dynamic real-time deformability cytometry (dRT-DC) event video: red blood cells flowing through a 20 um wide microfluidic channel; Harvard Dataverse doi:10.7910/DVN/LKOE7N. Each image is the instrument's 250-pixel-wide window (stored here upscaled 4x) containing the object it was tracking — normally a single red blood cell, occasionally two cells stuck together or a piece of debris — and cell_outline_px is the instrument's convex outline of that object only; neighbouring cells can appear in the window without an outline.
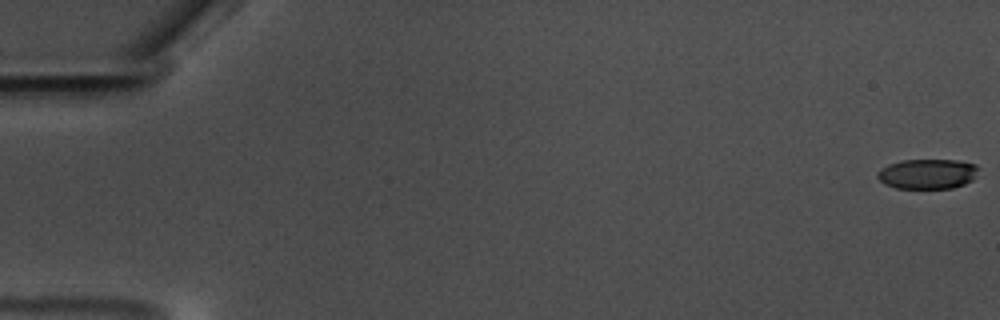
{"species": "common noctule bat (a hibernating species)", "species_latin": "Nyctalus noctula", "temperature_condition": "warm", "stored_images_in_passage": 60, "camera_frame_rate_fps": 3000, "um_per_image_px": 0.085, "animal": {"sex": "male", "body_mass_g": 17.5, "forearm_length_mm": 52.3}, "frame": {"image": 1, "passage_image": 1, "time_ms": 0.0, "image_size_px": [1000, 320], "cell_outline_px": [[980, 168], [972, 180], [964, 184], [952, 188], [896, 188], [884, 184], [876, 176], [876, 172], [880, 168], [888, 164], [904, 160], [956, 160], [976, 164]], "centroid_in_image_um": [78.82, 14.78], "position_along_channel_um": 6.2, "area_um2": 17.74}}
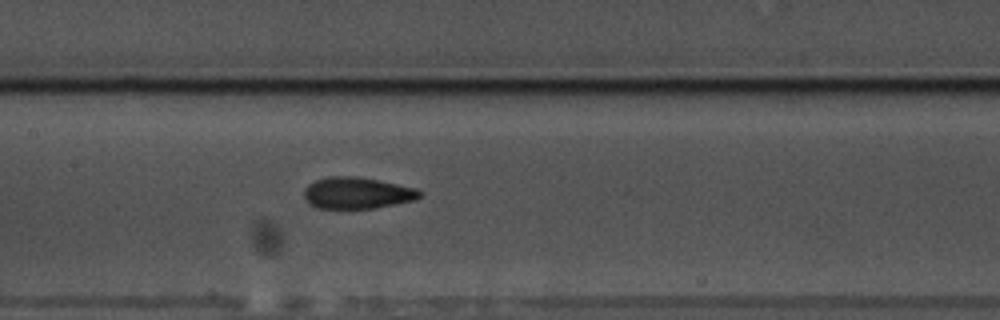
{"frame": {"image": 2, "passage_image": 30, "time_ms": 9.667, "image_size_px": [1000, 320], "cell_outline_px": [[424, 192], [416, 200], [372, 208], [316, 208], [308, 204], [304, 196], [304, 188], [308, 184], [316, 180], [328, 176], [356, 176], [380, 180], [416, 188]], "centroid_in_image_um": [30.35, 16.39], "position_along_channel_um": 177.1, "area_um2": 21.39}}
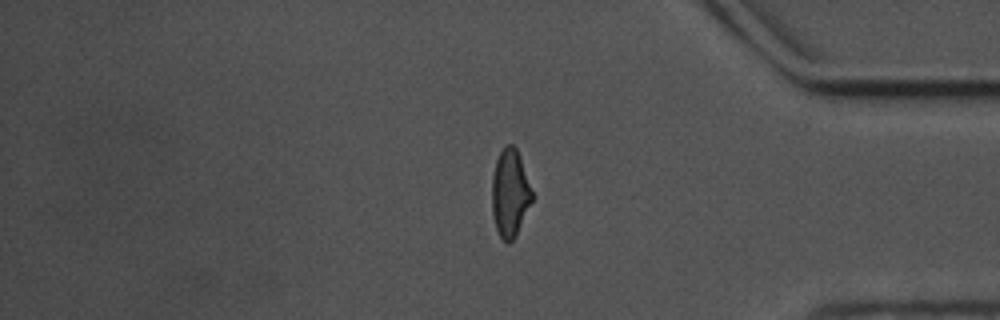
{"frame": {"image": 3, "passage_image": 50, "time_ms": 16.333, "image_size_px": [1000, 320], "cell_outline_px": [[532, 200], [516, 236], [508, 244], [500, 236], [496, 228], [492, 212], [492, 176], [496, 160], [504, 144], [512, 144], [516, 148], [520, 156], [532, 192]], "centroid_in_image_um": [43.33, 16.4], "position_along_channel_um": 391.9, "area_um2": 20.35}, "authors_computed_cell_mechanics": {"area_um2": 20.7502, "velocity_mm_per_s": 3.5303, "shape_relaxation_time_tau1_ms": 5.6276, "shape_relaxation_time_tau2_ms": 1.4319, "deformation_change_tau1": 0.1689, "deformation_change_tau2": 0.0756}}